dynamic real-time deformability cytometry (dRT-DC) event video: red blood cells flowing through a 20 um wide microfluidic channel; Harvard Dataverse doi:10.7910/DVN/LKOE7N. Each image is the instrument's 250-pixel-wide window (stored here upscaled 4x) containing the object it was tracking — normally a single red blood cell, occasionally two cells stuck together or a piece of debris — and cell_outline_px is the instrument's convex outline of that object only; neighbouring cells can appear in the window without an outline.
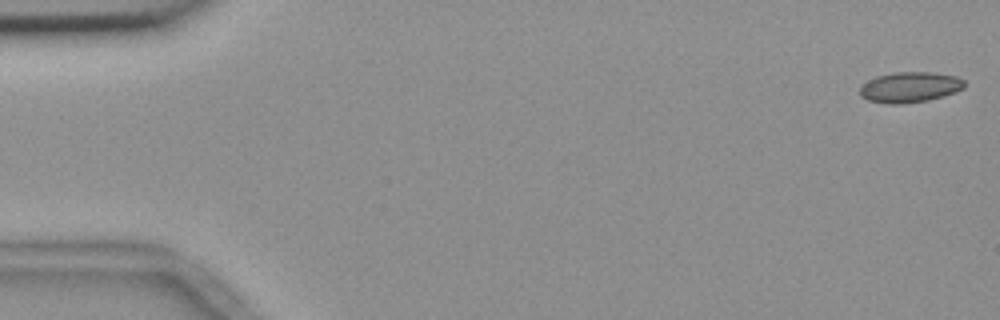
{"species": "common noctule bat (a hibernating species)", "species_latin": "Nyctalus noctula", "temperature_condition": "room temperature", "stored_images_in_passage": 8, "camera_frame_rate_fps": 3000, "um_per_image_px": 0.085, "animal": {"sex": "female", "body_mass_g": 18.4}, "frame": {"image": 1, "passage_image": 1, "time_ms": 0.0, "image_size_px": [1000, 320], "cell_outline_px": [[964, 88], [928, 100], [904, 104], [888, 104], [868, 100], [860, 96], [860, 84], [876, 76], [896, 72], [932, 72], [956, 76], [964, 80]], "centroid_in_image_um": [77.28, 7.41], "position_along_channel_um": 7.7, "area_um2": 18.55}}